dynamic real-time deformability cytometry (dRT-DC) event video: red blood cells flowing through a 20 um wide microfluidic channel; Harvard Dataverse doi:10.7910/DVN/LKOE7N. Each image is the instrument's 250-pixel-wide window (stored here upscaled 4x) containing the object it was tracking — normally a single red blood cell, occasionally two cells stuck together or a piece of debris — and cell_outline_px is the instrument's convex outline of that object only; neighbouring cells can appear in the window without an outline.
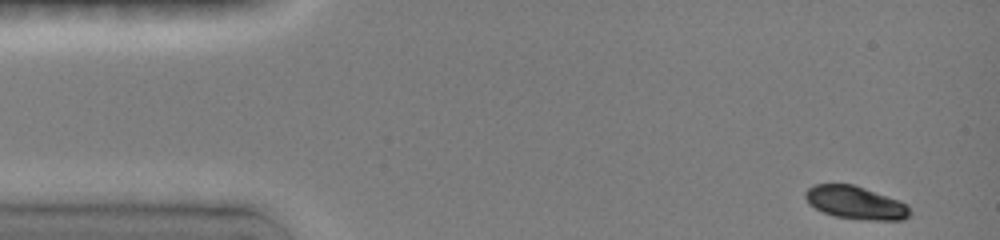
{"species": "common noctule bat (a hibernating species)", "species_latin": "Nyctalus noctula", "temperature_condition": "room temperature", "stored_images_in_passage": 16, "camera_frame_rate_fps": 3000, "um_per_image_px": 0.085, "animal": {"sex": "female", "body_mass_g": 19.0, "forearm_length_mm": 51.5}, "frame": {"image": 1, "passage_image": 1, "time_ms": 0.0, "image_size_px": [1000, 240], "cell_outline_px": [[912, 212], [904, 220], [860, 220], [832, 216], [808, 204], [804, 196], [804, 192], [808, 188], [816, 184], [852, 184], [900, 200], [908, 204]], "centroid_in_image_um": [72.73, 17.24], "position_along_channel_um": 12.3, "area_um2": 20.35}}
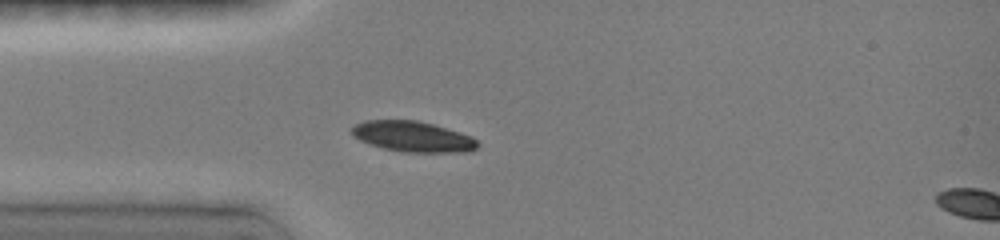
{"frame": {"image": 2, "passage_image": 13, "time_ms": 3.333, "image_size_px": [1000, 240], "cell_outline_px": [[480, 144], [476, 148], [468, 152], [404, 152], [384, 148], [368, 144], [352, 136], [352, 128], [356, 124], [364, 120], [416, 120], [432, 124], [460, 132], [472, 136]], "centroid_in_image_um": [35.09, 11.61], "position_along_channel_um": 49.9, "area_um2": 22.43}}